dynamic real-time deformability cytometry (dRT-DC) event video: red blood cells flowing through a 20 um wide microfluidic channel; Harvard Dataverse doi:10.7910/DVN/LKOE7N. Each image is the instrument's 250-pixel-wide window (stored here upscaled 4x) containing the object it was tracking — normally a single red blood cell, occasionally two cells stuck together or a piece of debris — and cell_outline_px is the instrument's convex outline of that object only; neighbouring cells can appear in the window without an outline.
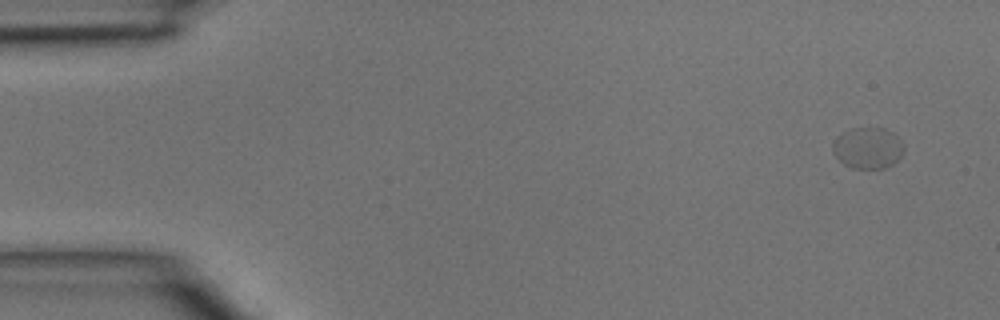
{"species": "common noctule bat (a hibernating species)", "species_latin": "Nyctalus noctula", "temperature_condition": "room temperature", "stored_images_in_passage": 5, "camera_frame_rate_fps": 3000, "um_per_image_px": 0.085, "animal": {"sex": "male", "body_mass_g": 15.6}, "frame": {"image": 1, "passage_image": 1, "time_ms": 0.0, "image_size_px": [1000, 320], "cell_outline_px": [[904, 152], [892, 164], [884, 168], [852, 168], [844, 164], [832, 152], [832, 144], [836, 136], [852, 128], [884, 128], [892, 132], [904, 144]], "centroid_in_image_um": [73.75, 12.57], "position_along_channel_um": 11.2, "area_um2": 17.05}}
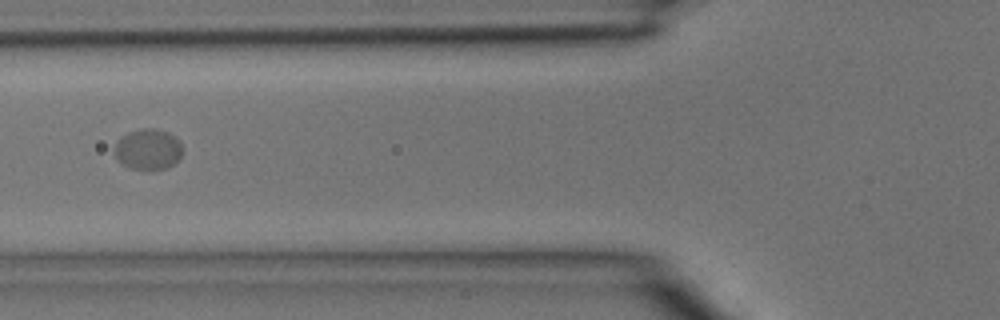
{"frame": {"image": 2, "passage_image": 5, "time_ms": 1.333, "image_size_px": [1000, 320], "cell_outline_px": [[184, 152], [180, 160], [164, 168], [132, 168], [124, 164], [116, 156], [116, 144], [120, 136], [128, 132], [144, 128], [156, 128], [168, 132], [180, 144]], "centroid_in_image_um": [12.62, 12.66], "position_along_channel_um": 113.2, "area_um2": 15.72}}